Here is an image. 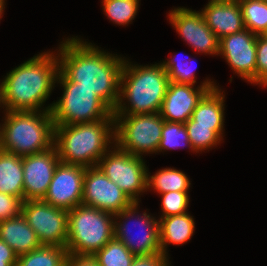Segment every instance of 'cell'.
<instances>
[{
    "label": "cell",
    "instance_id": "3957f363",
    "mask_svg": "<svg viewBox=\"0 0 267 266\" xmlns=\"http://www.w3.org/2000/svg\"><path fill=\"white\" fill-rule=\"evenodd\" d=\"M111 143L115 144L114 118L91 123L55 125L54 146L60 162L65 164L96 167L103 155L110 150Z\"/></svg>",
    "mask_w": 267,
    "mask_h": 266
},
{
    "label": "cell",
    "instance_id": "277c9868",
    "mask_svg": "<svg viewBox=\"0 0 267 266\" xmlns=\"http://www.w3.org/2000/svg\"><path fill=\"white\" fill-rule=\"evenodd\" d=\"M169 83L170 79L162 63L150 66L131 65L125 58L119 101L113 115L159 113ZM126 99L128 105L124 102Z\"/></svg>",
    "mask_w": 267,
    "mask_h": 266
},
{
    "label": "cell",
    "instance_id": "cb8c5ba5",
    "mask_svg": "<svg viewBox=\"0 0 267 266\" xmlns=\"http://www.w3.org/2000/svg\"><path fill=\"white\" fill-rule=\"evenodd\" d=\"M68 252L66 247L41 245L18 256L16 266H64Z\"/></svg>",
    "mask_w": 267,
    "mask_h": 266
},
{
    "label": "cell",
    "instance_id": "d590c367",
    "mask_svg": "<svg viewBox=\"0 0 267 266\" xmlns=\"http://www.w3.org/2000/svg\"><path fill=\"white\" fill-rule=\"evenodd\" d=\"M18 255L0 239V266H16Z\"/></svg>",
    "mask_w": 267,
    "mask_h": 266
},
{
    "label": "cell",
    "instance_id": "5b68a950",
    "mask_svg": "<svg viewBox=\"0 0 267 266\" xmlns=\"http://www.w3.org/2000/svg\"><path fill=\"white\" fill-rule=\"evenodd\" d=\"M51 111H6L0 124V149L15 155L40 153L54 146Z\"/></svg>",
    "mask_w": 267,
    "mask_h": 266
},
{
    "label": "cell",
    "instance_id": "f546056e",
    "mask_svg": "<svg viewBox=\"0 0 267 266\" xmlns=\"http://www.w3.org/2000/svg\"><path fill=\"white\" fill-rule=\"evenodd\" d=\"M175 58L177 57L174 56L173 58L168 59L167 61L165 60L161 62L170 81L174 83L194 85L196 83V77L192 68H190V64H188V61ZM189 63H191L192 65V62Z\"/></svg>",
    "mask_w": 267,
    "mask_h": 266
},
{
    "label": "cell",
    "instance_id": "e0dca14e",
    "mask_svg": "<svg viewBox=\"0 0 267 266\" xmlns=\"http://www.w3.org/2000/svg\"><path fill=\"white\" fill-rule=\"evenodd\" d=\"M59 162L55 146L40 153L23 156V201L44 198Z\"/></svg>",
    "mask_w": 267,
    "mask_h": 266
},
{
    "label": "cell",
    "instance_id": "484cf974",
    "mask_svg": "<svg viewBox=\"0 0 267 266\" xmlns=\"http://www.w3.org/2000/svg\"><path fill=\"white\" fill-rule=\"evenodd\" d=\"M244 27L256 35L267 29V0H238Z\"/></svg>",
    "mask_w": 267,
    "mask_h": 266
},
{
    "label": "cell",
    "instance_id": "f1b7e54d",
    "mask_svg": "<svg viewBox=\"0 0 267 266\" xmlns=\"http://www.w3.org/2000/svg\"><path fill=\"white\" fill-rule=\"evenodd\" d=\"M182 146L183 148L188 146L193 151L185 125L179 122L164 121L157 153Z\"/></svg>",
    "mask_w": 267,
    "mask_h": 266
},
{
    "label": "cell",
    "instance_id": "30bf717a",
    "mask_svg": "<svg viewBox=\"0 0 267 266\" xmlns=\"http://www.w3.org/2000/svg\"><path fill=\"white\" fill-rule=\"evenodd\" d=\"M138 205L139 203L134 202L130 207L114 215V220H116L114 222V237L121 241L135 256L160 253L159 220H156L153 216L147 214L146 211L142 213V215L140 213L139 216L137 212L139 211L137 210ZM119 218L120 221L118 222ZM131 218L132 220L135 219V223L133 222L134 225H139L140 227V231L138 234L136 233V236L131 234L132 230L129 228Z\"/></svg>",
    "mask_w": 267,
    "mask_h": 266
},
{
    "label": "cell",
    "instance_id": "8fae6325",
    "mask_svg": "<svg viewBox=\"0 0 267 266\" xmlns=\"http://www.w3.org/2000/svg\"><path fill=\"white\" fill-rule=\"evenodd\" d=\"M22 215L35 231L42 245L66 247L68 237V211L39 200L22 203Z\"/></svg>",
    "mask_w": 267,
    "mask_h": 266
},
{
    "label": "cell",
    "instance_id": "ffe728a7",
    "mask_svg": "<svg viewBox=\"0 0 267 266\" xmlns=\"http://www.w3.org/2000/svg\"><path fill=\"white\" fill-rule=\"evenodd\" d=\"M195 229L193 216L187 212L159 219L160 249L167 255L168 244L181 245L187 243Z\"/></svg>",
    "mask_w": 267,
    "mask_h": 266
},
{
    "label": "cell",
    "instance_id": "4fadbf2b",
    "mask_svg": "<svg viewBox=\"0 0 267 266\" xmlns=\"http://www.w3.org/2000/svg\"><path fill=\"white\" fill-rule=\"evenodd\" d=\"M171 25L199 53L218 55L220 39L212 32L200 11L178 7L169 12Z\"/></svg>",
    "mask_w": 267,
    "mask_h": 266
},
{
    "label": "cell",
    "instance_id": "6da1fadb",
    "mask_svg": "<svg viewBox=\"0 0 267 266\" xmlns=\"http://www.w3.org/2000/svg\"><path fill=\"white\" fill-rule=\"evenodd\" d=\"M59 46V70L78 87L94 91L114 110L125 58L100 50L77 36L67 38Z\"/></svg>",
    "mask_w": 267,
    "mask_h": 266
},
{
    "label": "cell",
    "instance_id": "836d02e7",
    "mask_svg": "<svg viewBox=\"0 0 267 266\" xmlns=\"http://www.w3.org/2000/svg\"><path fill=\"white\" fill-rule=\"evenodd\" d=\"M168 255L154 253L150 255L135 256L131 266H169Z\"/></svg>",
    "mask_w": 267,
    "mask_h": 266
},
{
    "label": "cell",
    "instance_id": "ba28073f",
    "mask_svg": "<svg viewBox=\"0 0 267 266\" xmlns=\"http://www.w3.org/2000/svg\"><path fill=\"white\" fill-rule=\"evenodd\" d=\"M115 144L125 152L140 156L156 153L164 119L159 113L114 115Z\"/></svg>",
    "mask_w": 267,
    "mask_h": 266
},
{
    "label": "cell",
    "instance_id": "f35d334b",
    "mask_svg": "<svg viewBox=\"0 0 267 266\" xmlns=\"http://www.w3.org/2000/svg\"><path fill=\"white\" fill-rule=\"evenodd\" d=\"M238 0H209L208 2H221V3H232L237 2Z\"/></svg>",
    "mask_w": 267,
    "mask_h": 266
},
{
    "label": "cell",
    "instance_id": "7402d4cb",
    "mask_svg": "<svg viewBox=\"0 0 267 266\" xmlns=\"http://www.w3.org/2000/svg\"><path fill=\"white\" fill-rule=\"evenodd\" d=\"M224 95L218 87L202 97L192 113L195 125L224 126Z\"/></svg>",
    "mask_w": 267,
    "mask_h": 266
},
{
    "label": "cell",
    "instance_id": "d6986e66",
    "mask_svg": "<svg viewBox=\"0 0 267 266\" xmlns=\"http://www.w3.org/2000/svg\"><path fill=\"white\" fill-rule=\"evenodd\" d=\"M0 239L18 256L29 253L42 245L22 213L17 217L0 222Z\"/></svg>",
    "mask_w": 267,
    "mask_h": 266
},
{
    "label": "cell",
    "instance_id": "d4e9b609",
    "mask_svg": "<svg viewBox=\"0 0 267 266\" xmlns=\"http://www.w3.org/2000/svg\"><path fill=\"white\" fill-rule=\"evenodd\" d=\"M187 134L193 151L202 152L219 145L222 141L224 126H203L195 125V121L190 118L186 123Z\"/></svg>",
    "mask_w": 267,
    "mask_h": 266
},
{
    "label": "cell",
    "instance_id": "5bb4252c",
    "mask_svg": "<svg viewBox=\"0 0 267 266\" xmlns=\"http://www.w3.org/2000/svg\"><path fill=\"white\" fill-rule=\"evenodd\" d=\"M256 42L257 35L246 28L222 37L219 42L218 54L235 74L251 84H256Z\"/></svg>",
    "mask_w": 267,
    "mask_h": 266
},
{
    "label": "cell",
    "instance_id": "8992f818",
    "mask_svg": "<svg viewBox=\"0 0 267 266\" xmlns=\"http://www.w3.org/2000/svg\"><path fill=\"white\" fill-rule=\"evenodd\" d=\"M114 214L86 205L68 211V253L94 256L114 238Z\"/></svg>",
    "mask_w": 267,
    "mask_h": 266
},
{
    "label": "cell",
    "instance_id": "1f68e13d",
    "mask_svg": "<svg viewBox=\"0 0 267 266\" xmlns=\"http://www.w3.org/2000/svg\"><path fill=\"white\" fill-rule=\"evenodd\" d=\"M256 84L267 87V37L257 35Z\"/></svg>",
    "mask_w": 267,
    "mask_h": 266
},
{
    "label": "cell",
    "instance_id": "4316f807",
    "mask_svg": "<svg viewBox=\"0 0 267 266\" xmlns=\"http://www.w3.org/2000/svg\"><path fill=\"white\" fill-rule=\"evenodd\" d=\"M94 257L98 260L99 266H131L135 255L114 237Z\"/></svg>",
    "mask_w": 267,
    "mask_h": 266
},
{
    "label": "cell",
    "instance_id": "9a60e30c",
    "mask_svg": "<svg viewBox=\"0 0 267 266\" xmlns=\"http://www.w3.org/2000/svg\"><path fill=\"white\" fill-rule=\"evenodd\" d=\"M85 169L86 167L80 165L59 162L42 200L67 211L81 205Z\"/></svg>",
    "mask_w": 267,
    "mask_h": 266
},
{
    "label": "cell",
    "instance_id": "603a6c76",
    "mask_svg": "<svg viewBox=\"0 0 267 266\" xmlns=\"http://www.w3.org/2000/svg\"><path fill=\"white\" fill-rule=\"evenodd\" d=\"M190 185L186 174L174 168L161 169L152 176L147 172V189L153 188L159 194L169 191H189Z\"/></svg>",
    "mask_w": 267,
    "mask_h": 266
},
{
    "label": "cell",
    "instance_id": "44dd1931",
    "mask_svg": "<svg viewBox=\"0 0 267 266\" xmlns=\"http://www.w3.org/2000/svg\"><path fill=\"white\" fill-rule=\"evenodd\" d=\"M23 156L0 149V192L23 201Z\"/></svg>",
    "mask_w": 267,
    "mask_h": 266
},
{
    "label": "cell",
    "instance_id": "83f0119b",
    "mask_svg": "<svg viewBox=\"0 0 267 266\" xmlns=\"http://www.w3.org/2000/svg\"><path fill=\"white\" fill-rule=\"evenodd\" d=\"M140 0H102L105 15L115 24L127 25L134 20Z\"/></svg>",
    "mask_w": 267,
    "mask_h": 266
},
{
    "label": "cell",
    "instance_id": "52a82bcc",
    "mask_svg": "<svg viewBox=\"0 0 267 266\" xmlns=\"http://www.w3.org/2000/svg\"><path fill=\"white\" fill-rule=\"evenodd\" d=\"M57 84L63 87V95L52 103L51 116L54 125L91 123L114 118L113 110L94 91L78 87L60 70Z\"/></svg>",
    "mask_w": 267,
    "mask_h": 266
},
{
    "label": "cell",
    "instance_id": "9c48e42d",
    "mask_svg": "<svg viewBox=\"0 0 267 266\" xmlns=\"http://www.w3.org/2000/svg\"><path fill=\"white\" fill-rule=\"evenodd\" d=\"M99 160L97 167L133 202L139 203V194L147 191V172L143 157L135 156L112 146Z\"/></svg>",
    "mask_w": 267,
    "mask_h": 266
},
{
    "label": "cell",
    "instance_id": "74e56055",
    "mask_svg": "<svg viewBox=\"0 0 267 266\" xmlns=\"http://www.w3.org/2000/svg\"><path fill=\"white\" fill-rule=\"evenodd\" d=\"M4 9H5V0H0V18H2V15H3L2 13H4L3 12Z\"/></svg>",
    "mask_w": 267,
    "mask_h": 266
},
{
    "label": "cell",
    "instance_id": "d6a6232c",
    "mask_svg": "<svg viewBox=\"0 0 267 266\" xmlns=\"http://www.w3.org/2000/svg\"><path fill=\"white\" fill-rule=\"evenodd\" d=\"M22 203L20 198L0 192V222L20 215Z\"/></svg>",
    "mask_w": 267,
    "mask_h": 266
},
{
    "label": "cell",
    "instance_id": "e575fe53",
    "mask_svg": "<svg viewBox=\"0 0 267 266\" xmlns=\"http://www.w3.org/2000/svg\"><path fill=\"white\" fill-rule=\"evenodd\" d=\"M64 266H99L98 260L92 255L68 253Z\"/></svg>",
    "mask_w": 267,
    "mask_h": 266
},
{
    "label": "cell",
    "instance_id": "2e32d148",
    "mask_svg": "<svg viewBox=\"0 0 267 266\" xmlns=\"http://www.w3.org/2000/svg\"><path fill=\"white\" fill-rule=\"evenodd\" d=\"M216 83L205 80L197 88L192 84L170 81L161 109L160 116L166 122L186 123L191 117L198 102L210 90L218 88Z\"/></svg>",
    "mask_w": 267,
    "mask_h": 266
},
{
    "label": "cell",
    "instance_id": "8d00e7d4",
    "mask_svg": "<svg viewBox=\"0 0 267 266\" xmlns=\"http://www.w3.org/2000/svg\"><path fill=\"white\" fill-rule=\"evenodd\" d=\"M0 107L3 109L5 108L4 101H3V85L2 82L0 84Z\"/></svg>",
    "mask_w": 267,
    "mask_h": 266
},
{
    "label": "cell",
    "instance_id": "ab89813d",
    "mask_svg": "<svg viewBox=\"0 0 267 266\" xmlns=\"http://www.w3.org/2000/svg\"><path fill=\"white\" fill-rule=\"evenodd\" d=\"M262 35L267 37V29L265 30V32Z\"/></svg>",
    "mask_w": 267,
    "mask_h": 266
},
{
    "label": "cell",
    "instance_id": "4dcf8cb0",
    "mask_svg": "<svg viewBox=\"0 0 267 266\" xmlns=\"http://www.w3.org/2000/svg\"><path fill=\"white\" fill-rule=\"evenodd\" d=\"M188 193V191H169L160 194L162 195L161 207L163 212L160 218L186 213L190 199Z\"/></svg>",
    "mask_w": 267,
    "mask_h": 266
},
{
    "label": "cell",
    "instance_id": "7c38bea8",
    "mask_svg": "<svg viewBox=\"0 0 267 266\" xmlns=\"http://www.w3.org/2000/svg\"><path fill=\"white\" fill-rule=\"evenodd\" d=\"M133 203L129 196L97 166L85 169L82 205L115 215Z\"/></svg>",
    "mask_w": 267,
    "mask_h": 266
},
{
    "label": "cell",
    "instance_id": "7a4b0ae2",
    "mask_svg": "<svg viewBox=\"0 0 267 266\" xmlns=\"http://www.w3.org/2000/svg\"><path fill=\"white\" fill-rule=\"evenodd\" d=\"M58 72L57 54L50 51L15 67L2 80L4 111H51L53 104L44 108L43 103L54 89Z\"/></svg>",
    "mask_w": 267,
    "mask_h": 266
},
{
    "label": "cell",
    "instance_id": "ac0fdd59",
    "mask_svg": "<svg viewBox=\"0 0 267 266\" xmlns=\"http://www.w3.org/2000/svg\"><path fill=\"white\" fill-rule=\"evenodd\" d=\"M208 27L221 39L245 29L239 2H208L201 10Z\"/></svg>",
    "mask_w": 267,
    "mask_h": 266
}]
</instances>
